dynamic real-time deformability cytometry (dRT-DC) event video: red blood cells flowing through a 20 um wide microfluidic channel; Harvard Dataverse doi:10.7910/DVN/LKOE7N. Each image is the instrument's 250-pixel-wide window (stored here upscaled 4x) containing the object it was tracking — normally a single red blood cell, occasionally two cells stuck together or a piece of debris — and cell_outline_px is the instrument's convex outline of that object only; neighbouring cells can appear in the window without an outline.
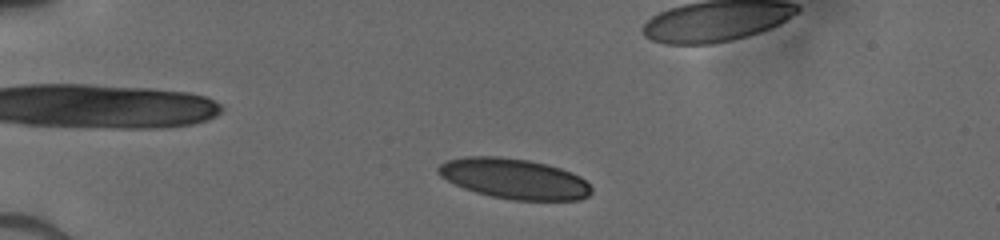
{"species": "human", "species_latin": "Homo sapiens", "temperature_condition": "cold", "stored_images_in_passage": 42, "camera_frame_rate_fps": 3000, "um_per_image_px": 0.085, "donor": {"sex": "male"}, "frame": {"image": 1, "passage_image": 4, "time_ms": 1.0, "image_size_px": [1000, 240], "cell_outline_px": [[592, 192], [588, 196], [580, 200], [512, 200], [492, 196], [476, 192], [464, 188], [440, 176], [436, 172], [436, 168], [440, 164], [448, 160], [468, 156], [500, 156], [528, 160], [560, 168], [580, 176], [592, 188]], "centroid_in_image_um": [43.7, 15.19], "position_along_channel_um": 41.3, "area_um2": 35.84}}
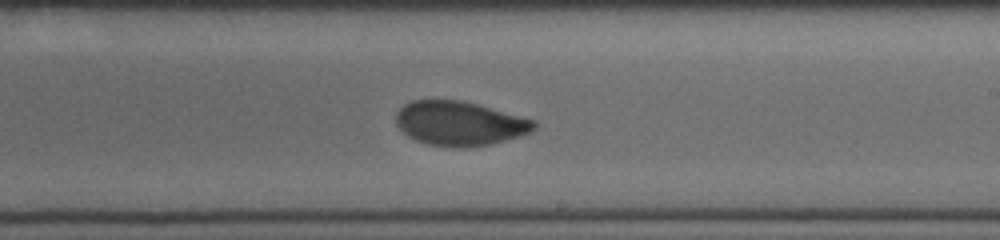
{"frame": {"image": 2, "passage_image": 23, "time_ms": 7.333, "image_size_px": [1000, 240], "cell_outline_px": [[536, 128], [520, 136], [492, 144], [464, 148], [428, 144], [416, 140], [408, 136], [396, 124], [396, 112], [404, 104], [412, 100], [460, 100], [476, 104], [536, 120]], "centroid_in_image_um": [39.06, 10.49], "position_along_channel_um": 249.9, "area_um2": 35.49}}
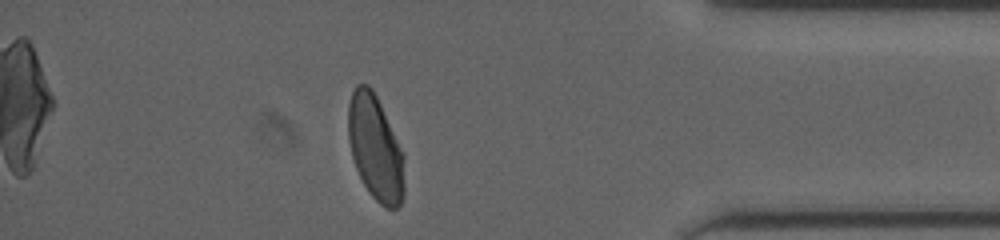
{"frame": {"image": 3, "passage_image": 36, "time_ms": 11.667, "image_size_px": [1000, 240], "cell_outline_px": [[404, 196], [400, 204], [396, 208], [384, 208], [368, 192], [356, 168], [352, 156], [348, 140], [348, 104], [352, 92], [356, 84], [368, 84], [372, 88], [404, 152]], "centroid_in_image_um": [31.91, 12.58], "position_along_channel_um": 403.3, "area_um2": 34.56}}